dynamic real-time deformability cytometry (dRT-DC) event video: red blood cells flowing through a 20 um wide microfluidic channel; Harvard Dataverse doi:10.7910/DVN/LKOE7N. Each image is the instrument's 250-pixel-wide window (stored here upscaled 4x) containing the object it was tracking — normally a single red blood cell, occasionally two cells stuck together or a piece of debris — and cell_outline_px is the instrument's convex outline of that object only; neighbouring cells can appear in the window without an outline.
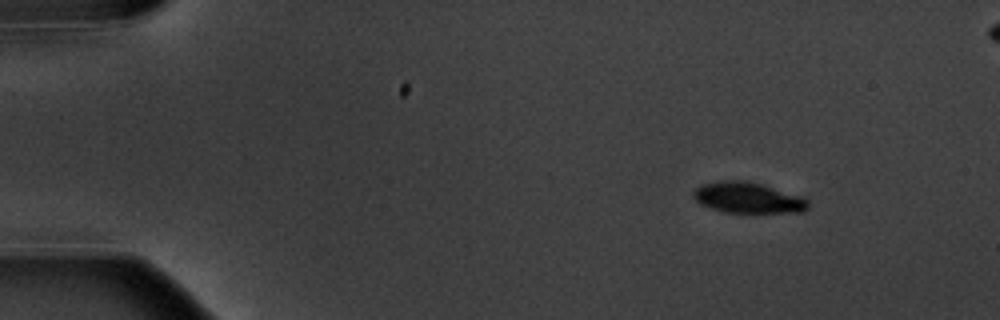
{"species": "common noctule bat (a hibernating species)", "species_latin": "Nyctalus noctula", "temperature_condition": "warm", "stored_images_in_passage": 5, "segment_of_instrument_passage": [1, 2], "camera_frame_rate_fps": 3000, "um_per_image_px": 0.085, "animal": {"sex": "male", "body_mass_g": 20.1, "forearm_length_mm": 53.5}, "frame": {"image": 1, "passage_image": 1, "time_ms": 0.0, "image_size_px": [1000, 320], "cell_outline_px": [[808, 208], [804, 212], [724, 212], [700, 204], [692, 196], [692, 192], [696, 188], [704, 184], [724, 180], [744, 180], [760, 184], [800, 196], [808, 200]], "centroid_in_image_um": [63.55, 16.81], "position_along_channel_um": 21.4, "area_um2": 20.29}}